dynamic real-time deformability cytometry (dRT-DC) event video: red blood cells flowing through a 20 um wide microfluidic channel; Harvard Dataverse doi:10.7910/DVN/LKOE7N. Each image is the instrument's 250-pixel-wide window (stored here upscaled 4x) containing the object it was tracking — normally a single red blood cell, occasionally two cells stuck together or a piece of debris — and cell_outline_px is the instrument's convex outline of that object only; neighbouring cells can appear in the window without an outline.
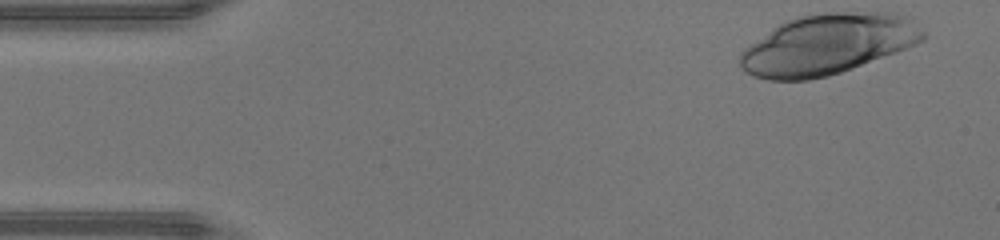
{"species": "human", "species_latin": "Homo sapiens", "temperature_condition": "warm", "stored_images_in_passage": 36, "camera_frame_rate_fps": 3000, "um_per_image_px": 0.085, "donor": {"sex": "male"}, "frame": {"image": 1, "passage_image": 1, "time_ms": 0.0, "image_size_px": [1000, 240], "cell_outline_px": [[928, 36], [924, 40], [916, 44], [896, 52], [852, 68], [828, 76], [808, 80], [768, 80], [744, 72], [740, 68], [740, 52], [748, 44], [784, 20], [796, 16], [824, 12], [892, 12], [912, 16]], "centroid_in_image_um": [70.37, 3.74], "position_along_channel_um": 14.6, "area_um2": 65.2}}
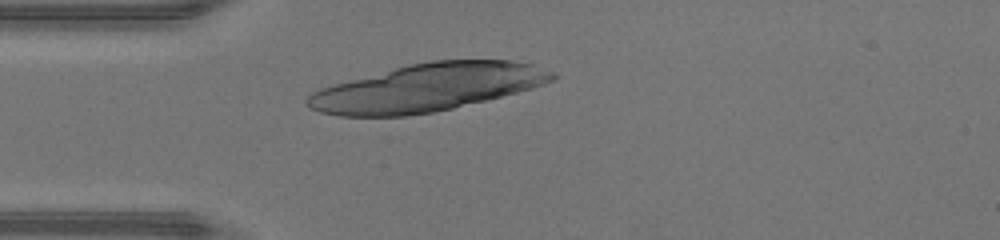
{"frame": {"image": 2, "passage_image": 10, "time_ms": 3.0, "image_size_px": [1000, 240], "cell_outline_px": [[556, 76], [552, 80], [532, 88], [452, 108], [432, 112], [408, 116], [340, 116], [320, 112], [312, 108], [304, 100], [312, 92], [320, 88], [332, 84], [412, 64], [432, 60], [512, 60], [532, 64], [552, 72]], "centroid_in_image_um": [36.29, 7.45], "position_along_channel_um": 48.7, "area_um2": 66.99}}